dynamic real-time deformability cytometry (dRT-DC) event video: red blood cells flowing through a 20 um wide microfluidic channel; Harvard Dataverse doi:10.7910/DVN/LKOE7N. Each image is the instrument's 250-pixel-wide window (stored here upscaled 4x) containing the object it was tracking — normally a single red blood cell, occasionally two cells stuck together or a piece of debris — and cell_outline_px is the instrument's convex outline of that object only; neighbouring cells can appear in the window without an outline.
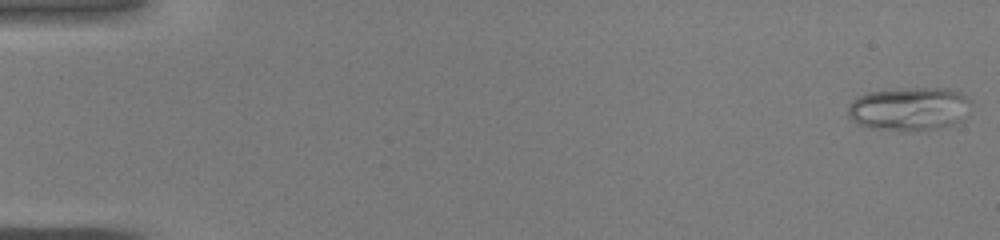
{"species": "common noctule bat (a hibernating species)", "species_latin": "Nyctalus noctula", "temperature_condition": "warm", "stored_images_in_passage": 8, "camera_frame_rate_fps": 3000, "um_per_image_px": 0.085, "animal": {"sex": "male", "body_mass_g": 19.0, "forearm_length_mm": 50.8}, "frame": {"image": 1, "passage_image": 1, "time_ms": 0.0, "image_size_px": [1000, 240], "cell_outline_px": [[968, 116], [952, 124], [940, 128], [868, 128], [856, 124], [848, 116], [848, 104], [856, 96], [868, 92], [904, 88], [948, 88], [960, 92], [968, 100]], "centroid_in_image_um": [77.24, 9.21], "position_along_channel_um": 7.8, "area_um2": 30.58}}